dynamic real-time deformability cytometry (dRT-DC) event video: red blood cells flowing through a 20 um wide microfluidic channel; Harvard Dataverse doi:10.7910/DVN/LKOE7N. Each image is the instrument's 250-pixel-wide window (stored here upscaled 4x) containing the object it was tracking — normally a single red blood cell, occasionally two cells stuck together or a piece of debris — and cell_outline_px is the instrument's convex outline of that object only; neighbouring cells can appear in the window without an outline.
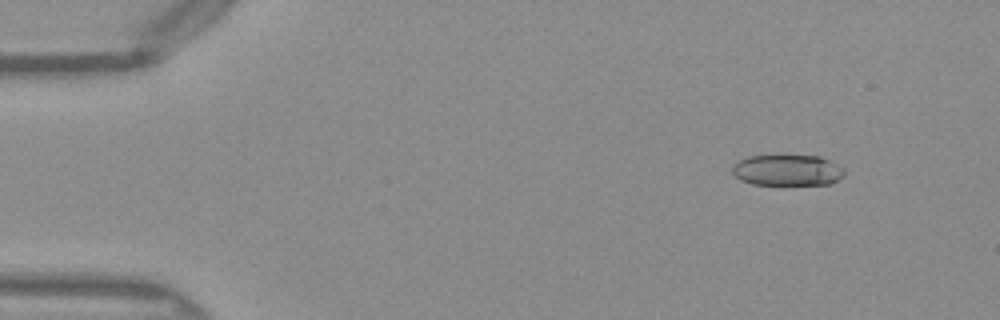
{"species": "Egyptian fruit bat (a non-hibernating species)", "species_latin": "Rousettus aegyptiacus", "temperature_condition": "warm", "stored_images_in_passage": 51, "camera_frame_rate_fps": 3000, "um_per_image_px": 0.085, "frame": {"image": 1, "passage_image": 6, "time_ms": 1.667, "image_size_px": [1000, 320], "cell_outline_px": [[844, 176], [828, 184], [752, 184], [740, 180], [732, 172], [732, 164], [748, 156], [820, 156], [844, 168]], "centroid_in_image_um": [66.9, 14.47], "position_along_channel_um": 18.1, "area_um2": 20.06}}
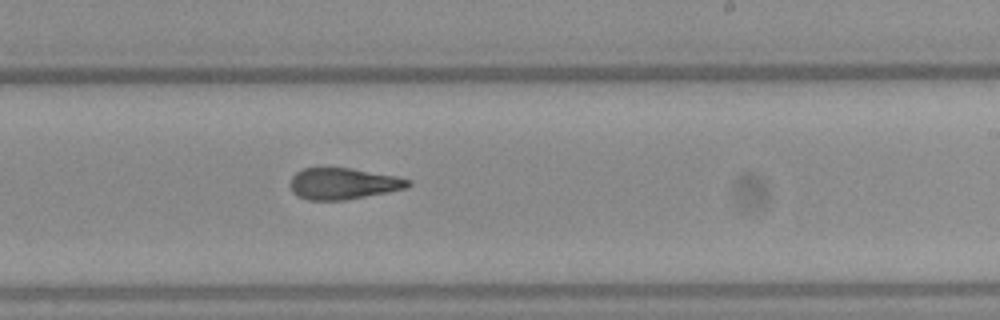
{"frame": {"image": 2, "passage_image": 31, "time_ms": 10.0, "image_size_px": [1000, 320], "cell_outline_px": [[412, 184], [408, 188], [388, 192], [344, 200], [308, 200], [296, 196], [292, 192], [288, 184], [292, 176], [296, 172], [304, 168], [352, 168], [396, 176], [412, 180]], "centroid_in_image_um": [29.16, 15.61], "position_along_channel_um": 259.8, "area_um2": 21.79}}
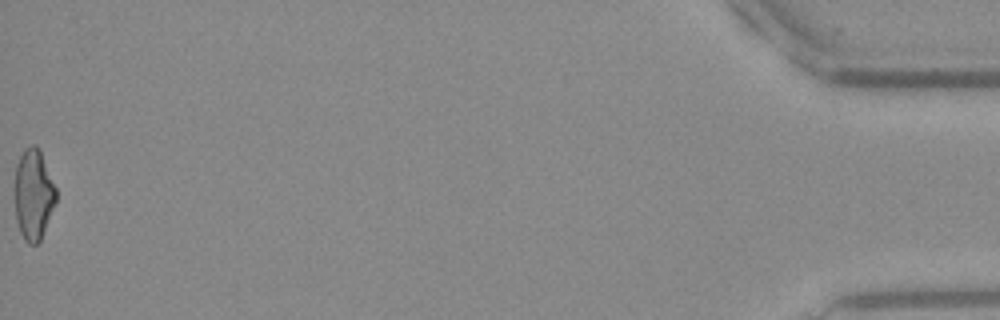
{"frame": {"image": 3, "passage_image": 51, "time_ms": 16.667, "image_size_px": [1000, 320], "cell_outline_px": [[56, 204], [40, 240], [36, 244], [28, 244], [24, 240], [20, 232], [16, 220], [16, 164], [24, 148], [32, 144], [36, 144], [40, 152], [56, 188]], "centroid_in_image_um": [2.86, 16.55], "position_along_channel_um": 432.3, "area_um2": 21.56}, "authors_computed_cell_mechanics": {"area_um2": 22.0796, "velocity_mm_per_s": 4.0925, "shape_relaxation_time_tau1_ms": 6.8398, "shape_relaxation_time_tau2_ms": 2.2222, "deformation_change_tau1": 0.237, "deformation_change_tau2": 0.1112}}